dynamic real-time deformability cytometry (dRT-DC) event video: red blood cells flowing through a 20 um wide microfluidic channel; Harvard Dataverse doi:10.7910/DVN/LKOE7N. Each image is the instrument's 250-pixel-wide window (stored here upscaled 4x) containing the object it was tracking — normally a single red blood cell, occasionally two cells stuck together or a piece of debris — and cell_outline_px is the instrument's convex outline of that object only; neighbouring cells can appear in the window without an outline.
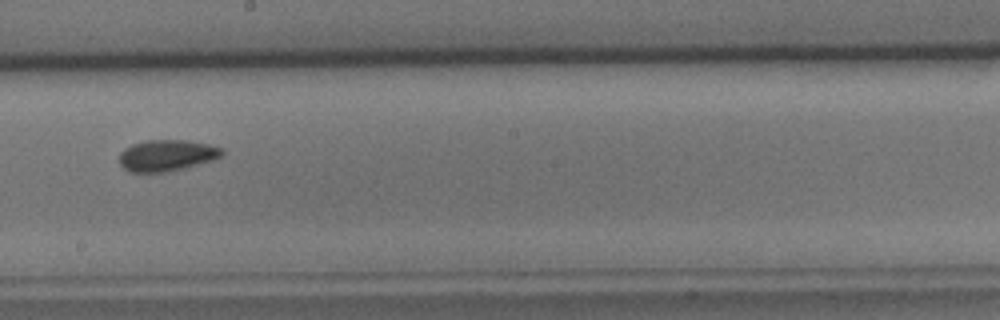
{"species": "common noctule bat (a hibernating species)", "species_latin": "Nyctalus noctula", "temperature_condition": "cold", "stored_images_in_passage": 39, "camera_frame_rate_fps": 3000, "um_per_image_px": 0.085, "animal": {"sex": "male", "body_mass_g": 15.6}, "frame": {"image": 1, "passage_image": 21, "time_ms": 6.667, "image_size_px": [1000, 320], "cell_outline_px": [[224, 152], [220, 156], [212, 160], [184, 168], [168, 172], [128, 172], [120, 164], [120, 152], [124, 148], [132, 144], [148, 140], [188, 140], [208, 144], [224, 148]], "centroid_in_image_um": [14.17, 13.21], "position_along_channel_um": 234.0, "area_um2": 18.79}}
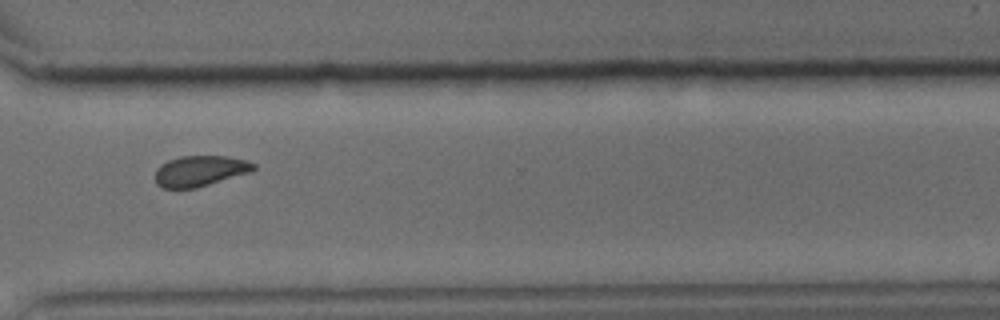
{"frame": {"image": 2, "passage_image": 30, "time_ms": 9.667, "image_size_px": [1000, 320], "cell_outline_px": [[256, 168], [248, 172], [196, 188], [160, 188], [156, 184], [156, 168], [160, 164], [168, 160], [180, 156], [224, 156], [244, 160], [256, 164]], "centroid_in_image_um": [16.94, 14.53], "position_along_channel_um": 353.7, "area_um2": 17.4}}
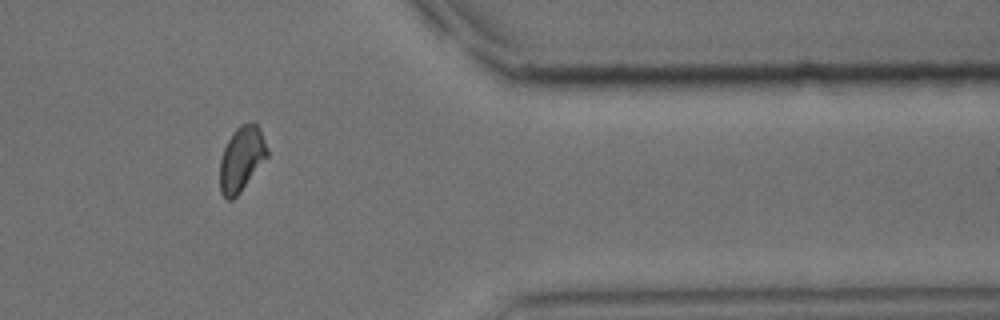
{"frame": {"image": 3, "passage_image": 34, "time_ms": 11.0, "image_size_px": [1000, 320], "cell_outline_px": [[268, 156], [240, 192], [232, 200], [228, 200], [220, 192], [220, 160], [224, 148], [232, 132], [240, 124], [252, 120], [256, 120], [260, 128], [268, 148]], "centroid_in_image_um": [20.54, 13.44], "position_along_channel_um": 390.9, "area_um2": 18.09}, "authors_computed_cell_mechanics": {"area_um2": 18.0914, "velocity_mm_per_s": 3.9867, "shape_relaxation_time_tau1_ms": 3.6363, "shape_relaxation_time_tau2_ms": 2.1343, "deformation_change_tau1": 0.0822, "deformation_change_tau2": 0.0552}}